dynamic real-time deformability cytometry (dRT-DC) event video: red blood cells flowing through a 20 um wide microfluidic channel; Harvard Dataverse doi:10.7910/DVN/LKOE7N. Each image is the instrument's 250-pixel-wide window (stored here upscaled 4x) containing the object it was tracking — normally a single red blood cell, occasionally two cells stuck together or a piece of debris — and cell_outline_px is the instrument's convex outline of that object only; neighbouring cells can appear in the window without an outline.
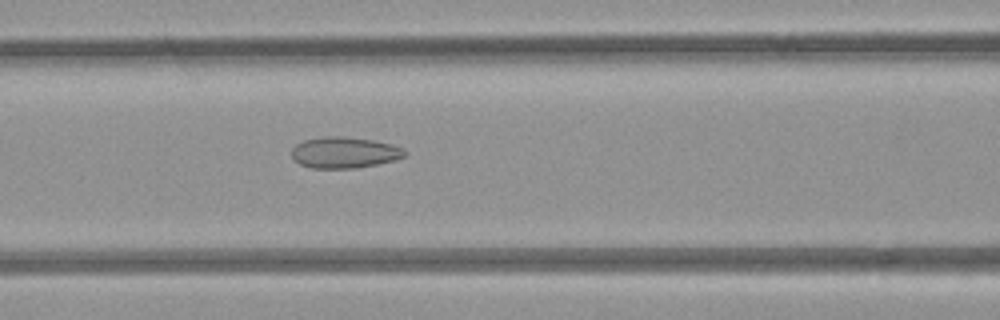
{"species": "common noctule bat (a hibernating species)", "species_latin": "Nyctalus noctula", "temperature_condition": "room temperature", "stored_images_in_passage": 7, "camera_frame_rate_fps": 3000, "um_per_image_px": 0.085, "animal": {"sex": "female", "body_mass_g": 21.9}, "frame": {"image": 1, "passage_image": 7, "time_ms": 8.0, "image_size_px": [1000, 320], "cell_outline_px": [[408, 152], [404, 156], [396, 160], [356, 168], [312, 168], [300, 164], [292, 156], [292, 148], [296, 144], [304, 140], [324, 136], [344, 136], [372, 140], [392, 144]], "centroid_in_image_um": [29.27, 12.96], "position_along_channel_um": 137.3, "area_um2": 20.46}}